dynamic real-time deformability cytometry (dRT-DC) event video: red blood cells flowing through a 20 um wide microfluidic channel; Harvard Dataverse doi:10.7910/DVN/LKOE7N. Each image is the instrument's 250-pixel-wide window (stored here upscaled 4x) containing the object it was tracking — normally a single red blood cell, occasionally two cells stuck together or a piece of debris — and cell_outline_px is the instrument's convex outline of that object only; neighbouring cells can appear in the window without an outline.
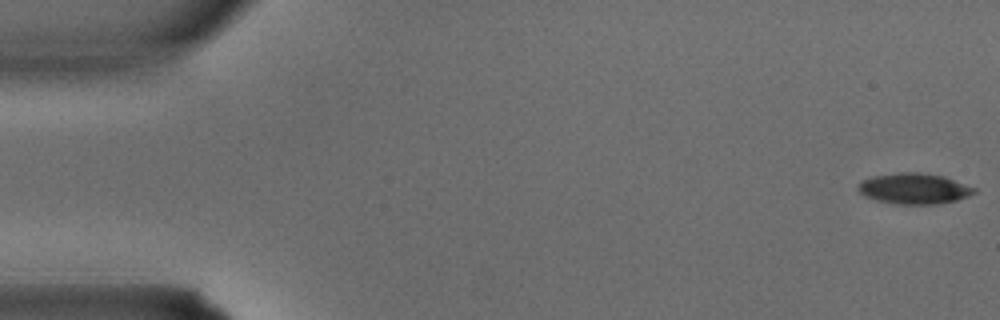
{"species": "common noctule bat (a hibernating species)", "species_latin": "Nyctalus noctula", "temperature_condition": "warm", "stored_images_in_passage": 4, "camera_frame_rate_fps": 3000, "um_per_image_px": 0.085, "animal": {"sex": "male", "body_mass_g": 15.6}, "frame": {"image": 1, "passage_image": 1, "time_ms": 0.0, "image_size_px": [1000, 320], "cell_outline_px": [[976, 192], [968, 196], [956, 200], [936, 204], [900, 204], [876, 200], [864, 196], [856, 188], [864, 180], [872, 176], [900, 172], [916, 172], [944, 176], [976, 188]], "centroid_in_image_um": [77.7, 16.03], "position_along_channel_um": 7.3, "area_um2": 20.63}}
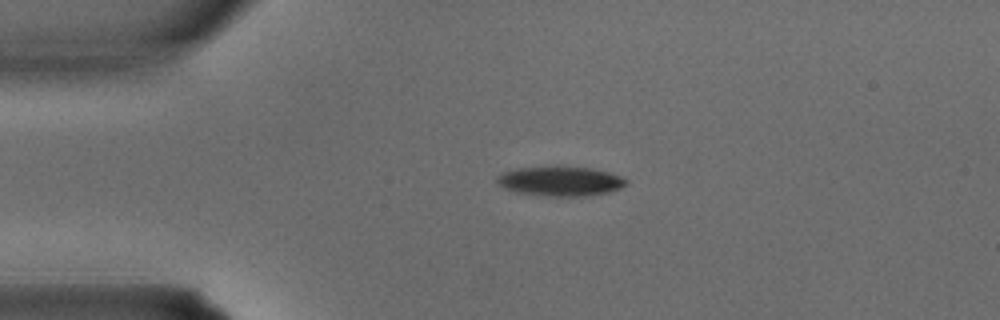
{"frame": {"image": 2, "passage_image": 3, "time_ms": 0.667, "image_size_px": [1000, 320], "cell_outline_px": [[628, 184], [620, 188], [608, 192], [584, 196], [548, 196], [516, 192], [504, 188], [496, 184], [496, 176], [504, 172], [516, 168], [556, 164], [592, 168], [608, 172], [620, 176], [628, 180]], "centroid_in_image_um": [47.6, 15.36], "position_along_channel_um": 37.4, "area_um2": 22.95}}